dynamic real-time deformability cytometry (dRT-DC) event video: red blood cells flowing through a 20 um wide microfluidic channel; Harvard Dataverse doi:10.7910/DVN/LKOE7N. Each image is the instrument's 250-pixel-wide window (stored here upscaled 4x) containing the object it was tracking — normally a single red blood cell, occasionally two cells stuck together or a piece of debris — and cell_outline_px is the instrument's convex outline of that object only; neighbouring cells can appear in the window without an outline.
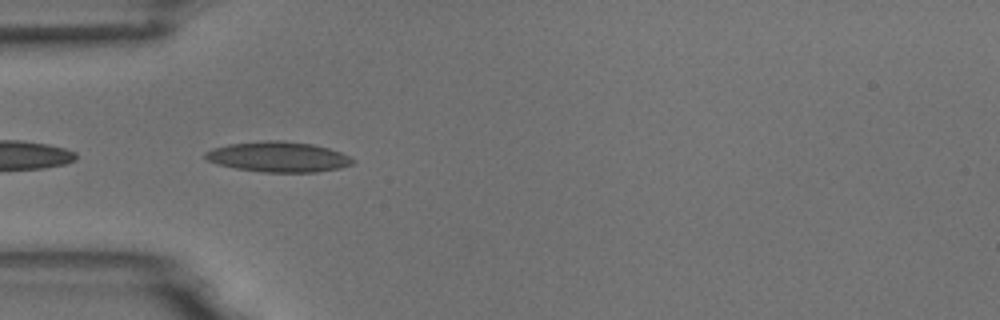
{"species": "common noctule bat (a hibernating species)", "species_latin": "Nyctalus noctula", "temperature_condition": "room temperature", "stored_images_in_passage": 8, "camera_frame_rate_fps": 3000, "um_per_image_px": 0.085, "animal": {"sex": "male", "body_mass_g": 18.8}, "frame": {"image": 1, "passage_image": 2, "time_ms": 0.333, "image_size_px": [1000, 320], "cell_outline_px": [[356, 160], [352, 164], [340, 168], [316, 172], [260, 172], [236, 168], [220, 164], [208, 160], [204, 156], [204, 152], [212, 148], [228, 144], [264, 140], [280, 140], [312, 144], [328, 148], [340, 152]], "centroid_in_image_um": [23.65, 13.33], "position_along_channel_um": 61.3, "area_um2": 26.01}}